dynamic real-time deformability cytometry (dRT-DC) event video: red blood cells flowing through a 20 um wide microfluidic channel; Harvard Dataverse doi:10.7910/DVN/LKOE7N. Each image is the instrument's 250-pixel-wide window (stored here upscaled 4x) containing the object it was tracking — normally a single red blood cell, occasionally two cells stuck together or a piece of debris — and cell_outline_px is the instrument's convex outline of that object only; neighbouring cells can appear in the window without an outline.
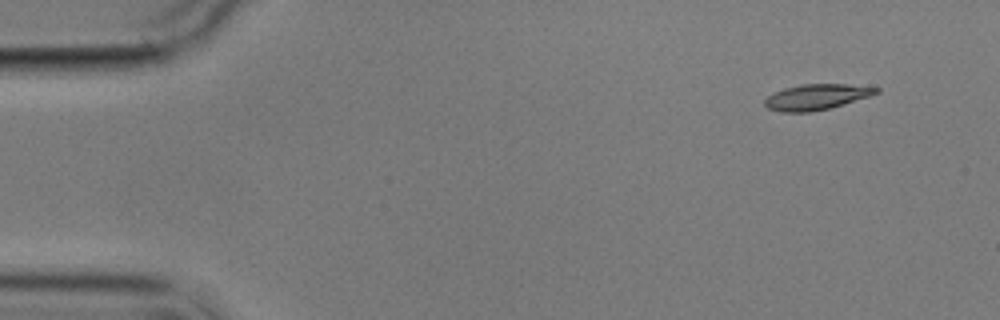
{"species": "common noctule bat (a hibernating species)", "species_latin": "Nyctalus noctula", "temperature_condition": "cold", "stored_images_in_passage": 5, "camera_frame_rate_fps": 3000, "um_per_image_px": 0.085, "animal": {"sex": "male", "body_mass_g": 17.9}, "frame": {"image": 1, "passage_image": 1, "time_ms": 0.0, "image_size_px": [1000, 320], "cell_outline_px": [[880, 92], [868, 96], [828, 108], [808, 112], [780, 112], [768, 108], [764, 104], [764, 100], [772, 92], [784, 88], [800, 84], [848, 84], [880, 88]], "centroid_in_image_um": [69.34, 8.23], "position_along_channel_um": 15.7, "area_um2": 16.47}}
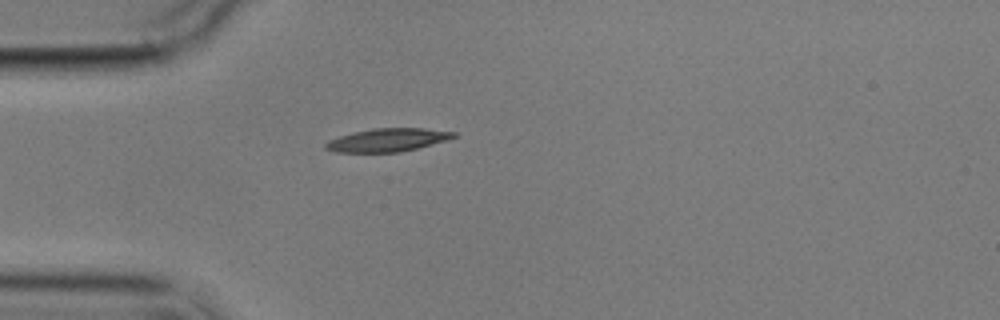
{"frame": {"image": 2, "passage_image": 4, "time_ms": 3.667, "image_size_px": [1000, 320], "cell_outline_px": [[456, 136], [448, 140], [400, 152], [336, 152], [324, 148], [324, 144], [328, 140], [352, 132], [372, 128], [424, 128], [456, 132]], "centroid_in_image_um": [32.93, 11.89], "position_along_channel_um": 52.1, "area_um2": 17.28}}